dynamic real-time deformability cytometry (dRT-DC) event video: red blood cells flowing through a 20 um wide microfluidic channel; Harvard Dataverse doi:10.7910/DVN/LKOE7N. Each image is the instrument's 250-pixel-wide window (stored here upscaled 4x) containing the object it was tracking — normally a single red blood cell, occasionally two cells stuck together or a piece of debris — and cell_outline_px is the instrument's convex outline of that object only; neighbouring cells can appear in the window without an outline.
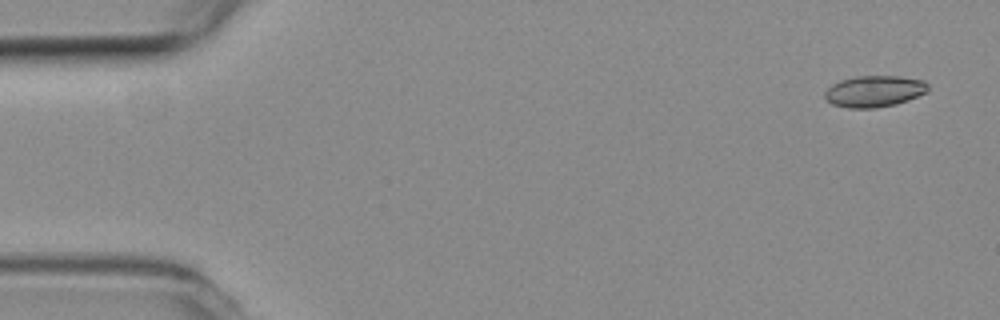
{"species": "common noctule bat (a hibernating species)", "species_latin": "Nyctalus noctula", "temperature_condition": "room temperature", "stored_images_in_passage": 9, "camera_frame_rate_fps": 3000, "um_per_image_px": 0.085, "animal": {"sex": "female", "body_mass_g": 19.3, "forearm_length_mm": 54.1}, "frame": {"image": 1, "passage_image": 2, "time_ms": 0.333, "image_size_px": [1000, 320], "cell_outline_px": [[928, 92], [908, 100], [896, 104], [876, 108], [848, 108], [832, 104], [824, 96], [824, 92], [832, 84], [840, 80], [856, 76], [900, 76], [924, 80], [928, 84]], "centroid_in_image_um": [74.33, 7.75], "position_along_channel_um": 10.7, "area_um2": 19.02}}